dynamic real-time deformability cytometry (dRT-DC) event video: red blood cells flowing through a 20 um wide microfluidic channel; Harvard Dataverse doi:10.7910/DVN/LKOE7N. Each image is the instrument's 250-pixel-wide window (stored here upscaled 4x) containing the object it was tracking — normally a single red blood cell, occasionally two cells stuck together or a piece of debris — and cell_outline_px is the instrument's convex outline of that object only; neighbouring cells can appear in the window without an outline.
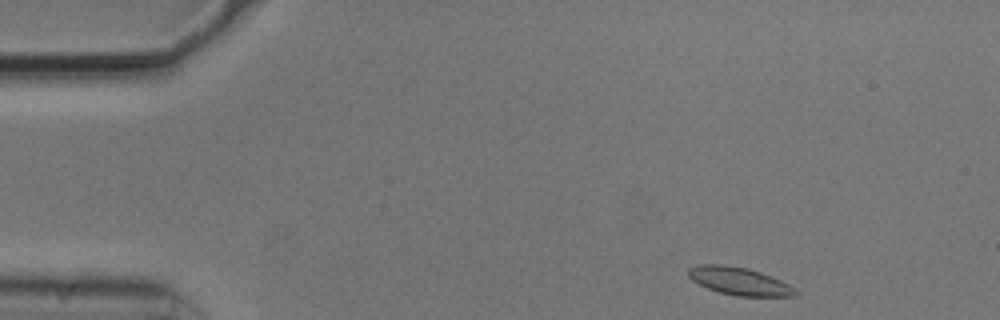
{"species": "common noctule bat (a hibernating species)", "species_latin": "Nyctalus noctula", "temperature_condition": "cold", "stored_images_in_passage": 48, "camera_frame_rate_fps": 3000, "um_per_image_px": 0.085, "animal": {"sex": "male", "body_mass_g": 20.5, "forearm_length_mm": 52.5}, "frame": {"image": 1, "passage_image": 1, "time_ms": 0.0, "image_size_px": [1000, 320], "cell_outline_px": [[800, 292], [796, 296], [736, 296], [720, 292], [708, 288], [692, 280], [688, 276], [688, 268], [700, 264], [720, 264], [748, 268], [760, 272], [780, 280], [788, 284]], "centroid_in_image_um": [62.84, 23.9], "position_along_channel_um": 22.2, "area_um2": 17.22}}
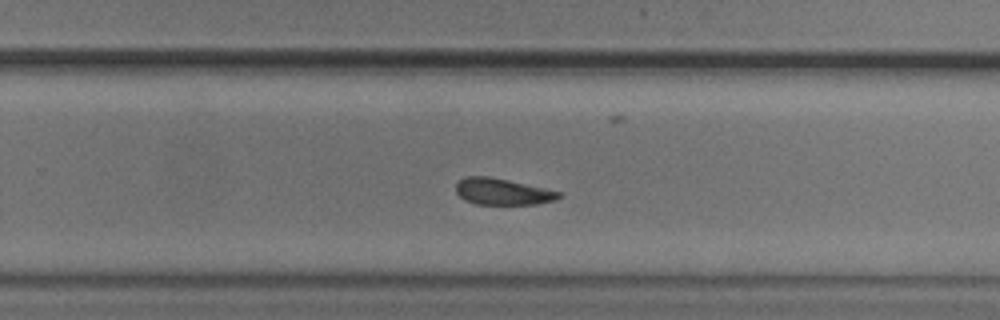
{"frame": {"image": 2, "passage_image": 29, "time_ms": 9.333, "image_size_px": [1000, 320], "cell_outline_px": [[560, 196], [556, 200], [536, 204], [476, 204], [464, 200], [456, 192], [456, 184], [460, 180], [468, 176], [488, 176], [508, 180], [544, 188], [560, 192]], "centroid_in_image_um": [42.69, 16.29], "position_along_channel_um": 287.1, "area_um2": 15.66}}
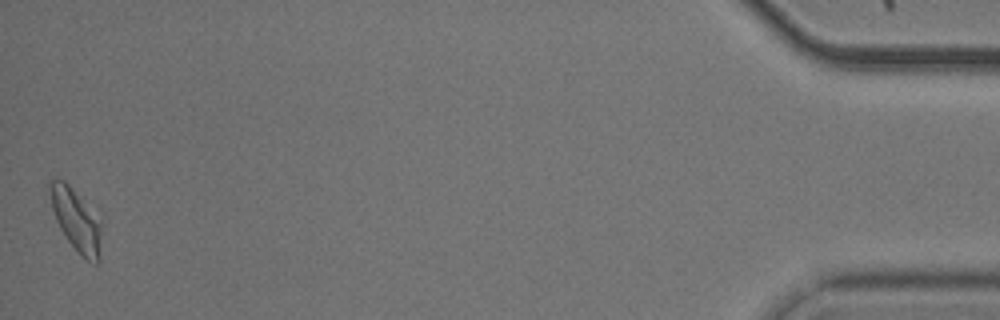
{"frame": {"image": 3, "passage_image": 48, "time_ms": 15.667, "image_size_px": [1000, 320], "cell_outline_px": [[104, 224], [100, 260], [96, 264], [92, 264], [84, 260], [80, 256], [68, 240], [60, 228], [56, 220], [52, 208], [48, 188], [48, 184], [56, 176], [64, 180], [100, 208]], "centroid_in_image_um": [6.6, 18.65], "position_along_channel_um": 428.6, "area_um2": 20.81}, "authors_computed_cell_mechanics": {"area_um2": 16.9065, "velocity_mm_per_s": 3.7049, "shape_relaxation_time_tau1_ms": 3.1495, "shape_relaxation_time_tau2_ms": 4.1163, "deformation_change_tau1": 0.0852, "deformation_change_tau2": 0.1047}}